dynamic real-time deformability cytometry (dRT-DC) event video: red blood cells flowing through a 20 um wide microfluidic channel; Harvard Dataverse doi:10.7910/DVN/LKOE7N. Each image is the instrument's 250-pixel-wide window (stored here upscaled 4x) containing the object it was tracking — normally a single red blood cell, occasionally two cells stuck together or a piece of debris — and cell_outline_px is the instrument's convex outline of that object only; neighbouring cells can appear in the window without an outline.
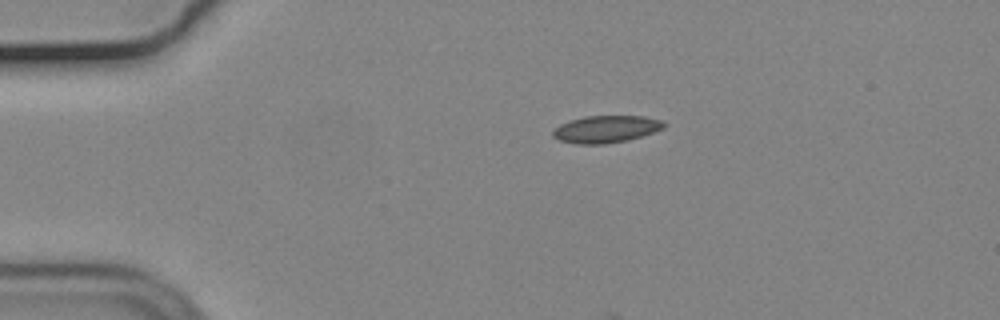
{"species": "common noctule bat (a hibernating species)", "species_latin": "Nyctalus noctula", "temperature_condition": "cold", "stored_images_in_passage": 38, "camera_frame_rate_fps": 3000, "um_per_image_px": 0.085, "animal": {"sex": "male", "body_mass_g": 19.2, "forearm_length_mm": 51.8}, "frame": {"image": 1, "passage_image": 1, "time_ms": 0.0, "image_size_px": [1000, 320], "cell_outline_px": [[668, 124], [664, 128], [628, 140], [604, 144], [572, 144], [560, 140], [552, 136], [552, 132], [560, 124], [584, 116], [644, 116], [664, 120]], "centroid_in_image_um": [51.54, 10.97], "position_along_channel_um": 33.5, "area_um2": 17.63}}
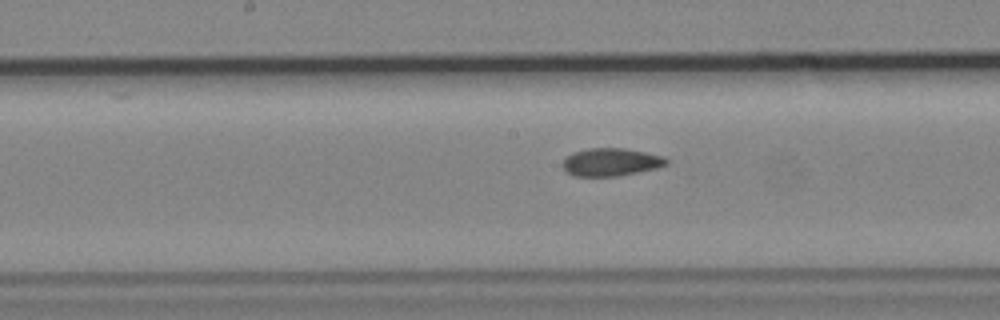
{"frame": {"image": 2, "passage_image": 18, "time_ms": 5.667, "image_size_px": [1000, 320], "cell_outline_px": [[668, 164], [656, 168], [616, 176], [572, 176], [560, 164], [572, 152], [588, 148], [624, 148], [664, 156], [668, 160]], "centroid_in_image_um": [51.91, 13.77], "position_along_channel_um": 196.3, "area_um2": 16.76}}
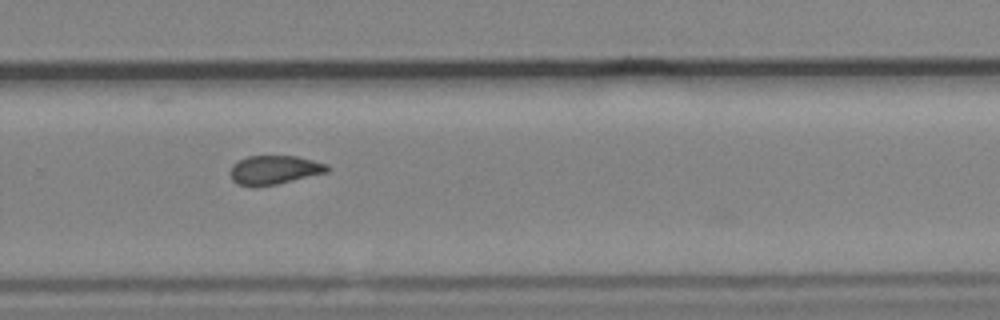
{"frame": {"image": 3, "passage_image": 27, "time_ms": 8.667, "image_size_px": [1000, 320], "cell_outline_px": [[332, 168], [328, 172], [276, 184], [256, 188], [252, 188], [236, 184], [232, 180], [228, 172], [232, 164], [248, 156], [296, 156], [328, 164]], "centroid_in_image_um": [23.28, 14.46], "position_along_channel_um": 306.5, "area_um2": 16.7}, "authors_computed_cell_mechanics": {"area_um2": 16.8198, "velocity_mm_per_s": 3.6985, "shape_relaxation_time_tau1_ms": null, "shape_relaxation_time_tau2_ms": 2.9986, "deformation_change_tau1": null, "deformation_change_tau2": 0.0625}}